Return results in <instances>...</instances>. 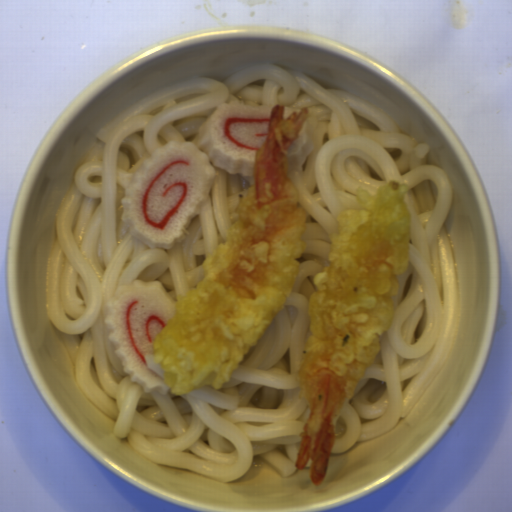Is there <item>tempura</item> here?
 Instances as JSON below:
<instances>
[{"label":"tempura","instance_id":"8679c707","mask_svg":"<svg viewBox=\"0 0 512 512\" xmlns=\"http://www.w3.org/2000/svg\"><path fill=\"white\" fill-rule=\"evenodd\" d=\"M270 110L265 138L254 152L252 183L228 217V232L204 259V276L175 300L172 315L152 339L153 362L161 366L172 395L205 385L222 389L250 346L264 337L284 310L301 274L296 258L308 211L289 179V148L309 108Z\"/></svg>","mask_w":512,"mask_h":512},{"label":"tempura","instance_id":"d4f62c59","mask_svg":"<svg viewBox=\"0 0 512 512\" xmlns=\"http://www.w3.org/2000/svg\"><path fill=\"white\" fill-rule=\"evenodd\" d=\"M358 206L338 214L330 263L313 277L307 304L309 337L297 371V395L309 415L299 434L296 470L309 468L314 487L327 474L342 416L381 351L395 317L398 276L409 269L411 212L406 185L382 184L373 195L355 190Z\"/></svg>","mask_w":512,"mask_h":512}]
</instances>
